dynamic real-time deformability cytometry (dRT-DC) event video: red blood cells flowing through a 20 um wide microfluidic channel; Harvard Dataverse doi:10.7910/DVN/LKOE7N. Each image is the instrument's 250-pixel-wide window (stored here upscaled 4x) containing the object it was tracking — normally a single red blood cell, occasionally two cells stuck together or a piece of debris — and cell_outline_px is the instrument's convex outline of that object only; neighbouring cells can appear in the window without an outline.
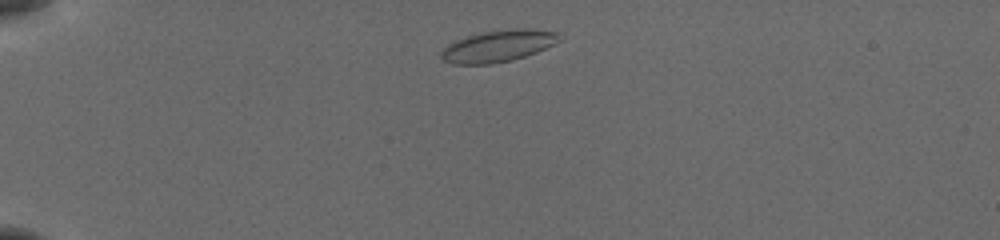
{"species": "common noctule bat (a hibernating species)", "species_latin": "Nyctalus noctula", "temperature_condition": "cold", "stored_images_in_passage": 43, "camera_frame_rate_fps": 3000, "um_per_image_px": 0.085, "animal": {"sex": "female", "body_mass_g": 19.5, "forearm_length_mm": 54.1}, "frame": {"image": 1, "passage_image": 3, "time_ms": 0.667, "image_size_px": [1000, 240], "cell_outline_px": [[564, 40], [536, 52], [512, 60], [488, 64], [452, 64], [440, 60], [440, 52], [448, 44], [468, 36], [484, 32], [516, 28], [528, 28], [560, 32]], "centroid_in_image_um": [42.39, 3.91], "position_along_channel_um": 42.6, "area_um2": 21.96}}
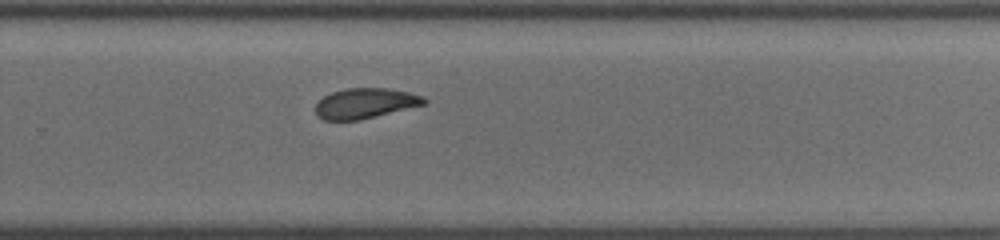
{"frame": {"image": 2, "passage_image": 27, "time_ms": 8.667, "image_size_px": [1000, 240], "cell_outline_px": [[428, 100], [424, 104], [360, 120], [324, 120], [316, 112], [316, 104], [324, 96], [332, 92], [344, 88], [388, 88], [408, 92], [424, 96]], "centroid_in_image_um": [31.05, 8.77], "position_along_channel_um": 298.7, "area_um2": 18.96}}
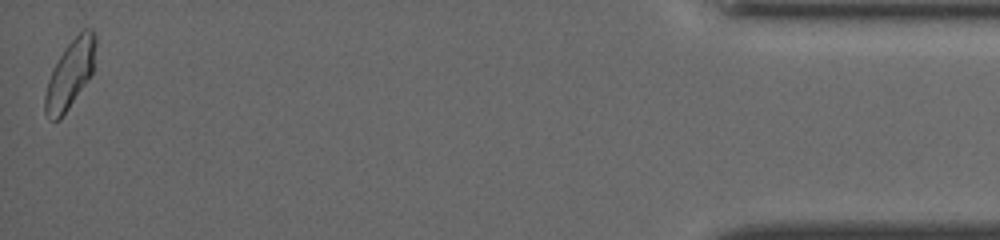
{"frame": {"image": 3, "passage_image": 43, "time_ms": 14.0, "image_size_px": [1000, 240], "cell_outline_px": [[96, 44], [92, 72], [88, 80], [60, 120], [52, 120], [44, 112], [44, 96], [48, 80], [52, 68], [64, 48], [84, 28], [92, 28], [96, 36]], "centroid_in_image_um": [5.95, 6.29], "position_along_channel_um": 429.3, "area_um2": 20.0}, "authors_computed_cell_mechanics": {"area_um2": 20.1722, "velocity_mm_per_s": 3.8413, "shape_relaxation_time_tau1_ms": 6.3402, "shape_relaxation_time_tau2_ms": 2.991, "deformation_change_tau1": 0.1304, "deformation_change_tau2": 0.0648}}